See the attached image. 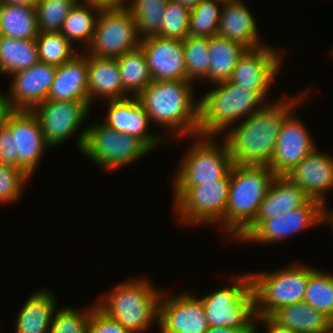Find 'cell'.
I'll use <instances>...</instances> for the list:
<instances>
[{
  "mask_svg": "<svg viewBox=\"0 0 333 333\" xmlns=\"http://www.w3.org/2000/svg\"><path fill=\"white\" fill-rule=\"evenodd\" d=\"M116 62L123 86V99L131 92L133 97H137L153 81L145 53L140 46L116 57Z\"/></svg>",
  "mask_w": 333,
  "mask_h": 333,
  "instance_id": "obj_29",
  "label": "cell"
},
{
  "mask_svg": "<svg viewBox=\"0 0 333 333\" xmlns=\"http://www.w3.org/2000/svg\"><path fill=\"white\" fill-rule=\"evenodd\" d=\"M255 18L241 0H225L220 17L218 35L238 42L247 49L262 47Z\"/></svg>",
  "mask_w": 333,
  "mask_h": 333,
  "instance_id": "obj_24",
  "label": "cell"
},
{
  "mask_svg": "<svg viewBox=\"0 0 333 333\" xmlns=\"http://www.w3.org/2000/svg\"><path fill=\"white\" fill-rule=\"evenodd\" d=\"M39 0H0V3L8 5L36 7Z\"/></svg>",
  "mask_w": 333,
  "mask_h": 333,
  "instance_id": "obj_48",
  "label": "cell"
},
{
  "mask_svg": "<svg viewBox=\"0 0 333 333\" xmlns=\"http://www.w3.org/2000/svg\"><path fill=\"white\" fill-rule=\"evenodd\" d=\"M107 100V116L103 124L121 134H128L141 140L151 151L163 140L148 131L150 119L137 97Z\"/></svg>",
  "mask_w": 333,
  "mask_h": 333,
  "instance_id": "obj_20",
  "label": "cell"
},
{
  "mask_svg": "<svg viewBox=\"0 0 333 333\" xmlns=\"http://www.w3.org/2000/svg\"><path fill=\"white\" fill-rule=\"evenodd\" d=\"M246 50L242 44L225 37H209L210 63L206 80L212 84L229 80L239 58Z\"/></svg>",
  "mask_w": 333,
  "mask_h": 333,
  "instance_id": "obj_28",
  "label": "cell"
},
{
  "mask_svg": "<svg viewBox=\"0 0 333 333\" xmlns=\"http://www.w3.org/2000/svg\"><path fill=\"white\" fill-rule=\"evenodd\" d=\"M272 317L297 333H330L333 324L326 315L304 301L284 306Z\"/></svg>",
  "mask_w": 333,
  "mask_h": 333,
  "instance_id": "obj_27",
  "label": "cell"
},
{
  "mask_svg": "<svg viewBox=\"0 0 333 333\" xmlns=\"http://www.w3.org/2000/svg\"><path fill=\"white\" fill-rule=\"evenodd\" d=\"M223 5L224 0H200L199 3L191 9L189 36L212 37L218 35L222 13L221 7H223Z\"/></svg>",
  "mask_w": 333,
  "mask_h": 333,
  "instance_id": "obj_35",
  "label": "cell"
},
{
  "mask_svg": "<svg viewBox=\"0 0 333 333\" xmlns=\"http://www.w3.org/2000/svg\"><path fill=\"white\" fill-rule=\"evenodd\" d=\"M32 112L40 122L46 143L55 148L78 131L90 108L79 101L45 100Z\"/></svg>",
  "mask_w": 333,
  "mask_h": 333,
  "instance_id": "obj_12",
  "label": "cell"
},
{
  "mask_svg": "<svg viewBox=\"0 0 333 333\" xmlns=\"http://www.w3.org/2000/svg\"><path fill=\"white\" fill-rule=\"evenodd\" d=\"M213 85L216 87L199 100L198 135L215 137L240 118L248 117L269 104L264 101L268 91H249V88L229 80Z\"/></svg>",
  "mask_w": 333,
  "mask_h": 333,
  "instance_id": "obj_3",
  "label": "cell"
},
{
  "mask_svg": "<svg viewBox=\"0 0 333 333\" xmlns=\"http://www.w3.org/2000/svg\"><path fill=\"white\" fill-rule=\"evenodd\" d=\"M255 315L272 316L280 308L304 301L309 266L294 265L271 273H251Z\"/></svg>",
  "mask_w": 333,
  "mask_h": 333,
  "instance_id": "obj_8",
  "label": "cell"
},
{
  "mask_svg": "<svg viewBox=\"0 0 333 333\" xmlns=\"http://www.w3.org/2000/svg\"><path fill=\"white\" fill-rule=\"evenodd\" d=\"M38 34L35 7L0 3V36L27 40Z\"/></svg>",
  "mask_w": 333,
  "mask_h": 333,
  "instance_id": "obj_30",
  "label": "cell"
},
{
  "mask_svg": "<svg viewBox=\"0 0 333 333\" xmlns=\"http://www.w3.org/2000/svg\"><path fill=\"white\" fill-rule=\"evenodd\" d=\"M285 176L311 199L325 204V193L333 189V157L315 148Z\"/></svg>",
  "mask_w": 333,
  "mask_h": 333,
  "instance_id": "obj_21",
  "label": "cell"
},
{
  "mask_svg": "<svg viewBox=\"0 0 333 333\" xmlns=\"http://www.w3.org/2000/svg\"><path fill=\"white\" fill-rule=\"evenodd\" d=\"M159 303L161 333H205L209 329L202 302L188 292L164 297Z\"/></svg>",
  "mask_w": 333,
  "mask_h": 333,
  "instance_id": "obj_13",
  "label": "cell"
},
{
  "mask_svg": "<svg viewBox=\"0 0 333 333\" xmlns=\"http://www.w3.org/2000/svg\"><path fill=\"white\" fill-rule=\"evenodd\" d=\"M77 146L100 168L113 170L134 163L151 150L138 138L121 134L102 122L79 132Z\"/></svg>",
  "mask_w": 333,
  "mask_h": 333,
  "instance_id": "obj_7",
  "label": "cell"
},
{
  "mask_svg": "<svg viewBox=\"0 0 333 333\" xmlns=\"http://www.w3.org/2000/svg\"><path fill=\"white\" fill-rule=\"evenodd\" d=\"M80 2L81 0H77ZM127 0H83V3L95 6L100 10L121 9L127 7Z\"/></svg>",
  "mask_w": 333,
  "mask_h": 333,
  "instance_id": "obj_45",
  "label": "cell"
},
{
  "mask_svg": "<svg viewBox=\"0 0 333 333\" xmlns=\"http://www.w3.org/2000/svg\"><path fill=\"white\" fill-rule=\"evenodd\" d=\"M171 1L186 6L189 9H193L199 3L200 0H171Z\"/></svg>",
  "mask_w": 333,
  "mask_h": 333,
  "instance_id": "obj_50",
  "label": "cell"
},
{
  "mask_svg": "<svg viewBox=\"0 0 333 333\" xmlns=\"http://www.w3.org/2000/svg\"><path fill=\"white\" fill-rule=\"evenodd\" d=\"M187 81L206 79L209 73V37L187 36L183 40Z\"/></svg>",
  "mask_w": 333,
  "mask_h": 333,
  "instance_id": "obj_36",
  "label": "cell"
},
{
  "mask_svg": "<svg viewBox=\"0 0 333 333\" xmlns=\"http://www.w3.org/2000/svg\"><path fill=\"white\" fill-rule=\"evenodd\" d=\"M15 139L18 169L31 176L42 159L46 143L40 122L32 111L14 110L5 124Z\"/></svg>",
  "mask_w": 333,
  "mask_h": 333,
  "instance_id": "obj_16",
  "label": "cell"
},
{
  "mask_svg": "<svg viewBox=\"0 0 333 333\" xmlns=\"http://www.w3.org/2000/svg\"><path fill=\"white\" fill-rule=\"evenodd\" d=\"M141 38L130 10H101L88 55L116 58L140 46Z\"/></svg>",
  "mask_w": 333,
  "mask_h": 333,
  "instance_id": "obj_11",
  "label": "cell"
},
{
  "mask_svg": "<svg viewBox=\"0 0 333 333\" xmlns=\"http://www.w3.org/2000/svg\"><path fill=\"white\" fill-rule=\"evenodd\" d=\"M0 164L18 168L15 139L6 125L0 126Z\"/></svg>",
  "mask_w": 333,
  "mask_h": 333,
  "instance_id": "obj_43",
  "label": "cell"
},
{
  "mask_svg": "<svg viewBox=\"0 0 333 333\" xmlns=\"http://www.w3.org/2000/svg\"><path fill=\"white\" fill-rule=\"evenodd\" d=\"M56 70L55 65L38 62L27 70L12 74L8 99L13 110L32 111L47 100Z\"/></svg>",
  "mask_w": 333,
  "mask_h": 333,
  "instance_id": "obj_19",
  "label": "cell"
},
{
  "mask_svg": "<svg viewBox=\"0 0 333 333\" xmlns=\"http://www.w3.org/2000/svg\"><path fill=\"white\" fill-rule=\"evenodd\" d=\"M88 333H134L125 329L115 319L110 318L103 311H101L96 304L92 305L89 331Z\"/></svg>",
  "mask_w": 333,
  "mask_h": 333,
  "instance_id": "obj_42",
  "label": "cell"
},
{
  "mask_svg": "<svg viewBox=\"0 0 333 333\" xmlns=\"http://www.w3.org/2000/svg\"><path fill=\"white\" fill-rule=\"evenodd\" d=\"M330 333H333V324H332V327H331V332Z\"/></svg>",
  "mask_w": 333,
  "mask_h": 333,
  "instance_id": "obj_51",
  "label": "cell"
},
{
  "mask_svg": "<svg viewBox=\"0 0 333 333\" xmlns=\"http://www.w3.org/2000/svg\"><path fill=\"white\" fill-rule=\"evenodd\" d=\"M330 223L333 229V210L331 212L326 209L325 204L322 205V223Z\"/></svg>",
  "mask_w": 333,
  "mask_h": 333,
  "instance_id": "obj_49",
  "label": "cell"
},
{
  "mask_svg": "<svg viewBox=\"0 0 333 333\" xmlns=\"http://www.w3.org/2000/svg\"><path fill=\"white\" fill-rule=\"evenodd\" d=\"M119 283L95 303L101 311L134 333L148 330L153 322H159L163 290L154 288L148 279L142 278Z\"/></svg>",
  "mask_w": 333,
  "mask_h": 333,
  "instance_id": "obj_5",
  "label": "cell"
},
{
  "mask_svg": "<svg viewBox=\"0 0 333 333\" xmlns=\"http://www.w3.org/2000/svg\"><path fill=\"white\" fill-rule=\"evenodd\" d=\"M88 99L91 108L96 97L123 99V86L116 58L88 55Z\"/></svg>",
  "mask_w": 333,
  "mask_h": 333,
  "instance_id": "obj_25",
  "label": "cell"
},
{
  "mask_svg": "<svg viewBox=\"0 0 333 333\" xmlns=\"http://www.w3.org/2000/svg\"><path fill=\"white\" fill-rule=\"evenodd\" d=\"M294 98L276 100L255 111L235 128L225 131L224 141L235 165L269 166L276 142L286 118L304 99V94ZM278 101V102H277Z\"/></svg>",
  "mask_w": 333,
  "mask_h": 333,
  "instance_id": "obj_1",
  "label": "cell"
},
{
  "mask_svg": "<svg viewBox=\"0 0 333 333\" xmlns=\"http://www.w3.org/2000/svg\"><path fill=\"white\" fill-rule=\"evenodd\" d=\"M231 286L198 299L202 302L209 327L255 329L254 293L250 273L234 278Z\"/></svg>",
  "mask_w": 333,
  "mask_h": 333,
  "instance_id": "obj_6",
  "label": "cell"
},
{
  "mask_svg": "<svg viewBox=\"0 0 333 333\" xmlns=\"http://www.w3.org/2000/svg\"><path fill=\"white\" fill-rule=\"evenodd\" d=\"M140 47L154 81L187 80L182 40L148 36L141 38Z\"/></svg>",
  "mask_w": 333,
  "mask_h": 333,
  "instance_id": "obj_18",
  "label": "cell"
},
{
  "mask_svg": "<svg viewBox=\"0 0 333 333\" xmlns=\"http://www.w3.org/2000/svg\"><path fill=\"white\" fill-rule=\"evenodd\" d=\"M174 210L180 222L189 225L220 224L225 231V211L230 171L222 178L198 186H173Z\"/></svg>",
  "mask_w": 333,
  "mask_h": 333,
  "instance_id": "obj_9",
  "label": "cell"
},
{
  "mask_svg": "<svg viewBox=\"0 0 333 333\" xmlns=\"http://www.w3.org/2000/svg\"><path fill=\"white\" fill-rule=\"evenodd\" d=\"M205 333H255V329H232L229 327H209Z\"/></svg>",
  "mask_w": 333,
  "mask_h": 333,
  "instance_id": "obj_47",
  "label": "cell"
},
{
  "mask_svg": "<svg viewBox=\"0 0 333 333\" xmlns=\"http://www.w3.org/2000/svg\"><path fill=\"white\" fill-rule=\"evenodd\" d=\"M168 0H132L127 8L135 18L140 38L158 35Z\"/></svg>",
  "mask_w": 333,
  "mask_h": 333,
  "instance_id": "obj_34",
  "label": "cell"
},
{
  "mask_svg": "<svg viewBox=\"0 0 333 333\" xmlns=\"http://www.w3.org/2000/svg\"><path fill=\"white\" fill-rule=\"evenodd\" d=\"M275 176L269 166L233 164L225 211V233L232 239L255 220Z\"/></svg>",
  "mask_w": 333,
  "mask_h": 333,
  "instance_id": "obj_4",
  "label": "cell"
},
{
  "mask_svg": "<svg viewBox=\"0 0 333 333\" xmlns=\"http://www.w3.org/2000/svg\"><path fill=\"white\" fill-rule=\"evenodd\" d=\"M76 2L77 0H39L35 7L39 33L60 32Z\"/></svg>",
  "mask_w": 333,
  "mask_h": 333,
  "instance_id": "obj_38",
  "label": "cell"
},
{
  "mask_svg": "<svg viewBox=\"0 0 333 333\" xmlns=\"http://www.w3.org/2000/svg\"><path fill=\"white\" fill-rule=\"evenodd\" d=\"M39 62L36 39L19 40L0 36V72L10 74L27 70Z\"/></svg>",
  "mask_w": 333,
  "mask_h": 333,
  "instance_id": "obj_31",
  "label": "cell"
},
{
  "mask_svg": "<svg viewBox=\"0 0 333 333\" xmlns=\"http://www.w3.org/2000/svg\"><path fill=\"white\" fill-rule=\"evenodd\" d=\"M92 306L78 311L64 307L54 312L49 333H88Z\"/></svg>",
  "mask_w": 333,
  "mask_h": 333,
  "instance_id": "obj_40",
  "label": "cell"
},
{
  "mask_svg": "<svg viewBox=\"0 0 333 333\" xmlns=\"http://www.w3.org/2000/svg\"><path fill=\"white\" fill-rule=\"evenodd\" d=\"M258 321L266 325V333H297L290 328L281 325L272 316H256L255 322Z\"/></svg>",
  "mask_w": 333,
  "mask_h": 333,
  "instance_id": "obj_44",
  "label": "cell"
},
{
  "mask_svg": "<svg viewBox=\"0 0 333 333\" xmlns=\"http://www.w3.org/2000/svg\"><path fill=\"white\" fill-rule=\"evenodd\" d=\"M100 11L101 10L95 6L77 1L64 20L60 33L63 34L71 44H73L74 41L84 42L88 48L93 38ZM95 15H97V17Z\"/></svg>",
  "mask_w": 333,
  "mask_h": 333,
  "instance_id": "obj_32",
  "label": "cell"
},
{
  "mask_svg": "<svg viewBox=\"0 0 333 333\" xmlns=\"http://www.w3.org/2000/svg\"><path fill=\"white\" fill-rule=\"evenodd\" d=\"M13 108L9 102L7 94L3 95L0 92V126H3L6 124L8 117L13 112Z\"/></svg>",
  "mask_w": 333,
  "mask_h": 333,
  "instance_id": "obj_46",
  "label": "cell"
},
{
  "mask_svg": "<svg viewBox=\"0 0 333 333\" xmlns=\"http://www.w3.org/2000/svg\"><path fill=\"white\" fill-rule=\"evenodd\" d=\"M191 86L187 80H153L137 98L150 122L165 126L173 136L193 138L198 135L199 101H194Z\"/></svg>",
  "mask_w": 333,
  "mask_h": 333,
  "instance_id": "obj_2",
  "label": "cell"
},
{
  "mask_svg": "<svg viewBox=\"0 0 333 333\" xmlns=\"http://www.w3.org/2000/svg\"><path fill=\"white\" fill-rule=\"evenodd\" d=\"M191 9L168 0L162 16L160 32L157 36L184 40L189 36V18Z\"/></svg>",
  "mask_w": 333,
  "mask_h": 333,
  "instance_id": "obj_39",
  "label": "cell"
},
{
  "mask_svg": "<svg viewBox=\"0 0 333 333\" xmlns=\"http://www.w3.org/2000/svg\"><path fill=\"white\" fill-rule=\"evenodd\" d=\"M29 178L23 170L0 164V203L9 204L18 200Z\"/></svg>",
  "mask_w": 333,
  "mask_h": 333,
  "instance_id": "obj_41",
  "label": "cell"
},
{
  "mask_svg": "<svg viewBox=\"0 0 333 333\" xmlns=\"http://www.w3.org/2000/svg\"><path fill=\"white\" fill-rule=\"evenodd\" d=\"M214 136L196 135L189 150H186L178 171L174 176L173 186H198L222 179L233 166V159L226 142L218 144ZM211 139V140H210Z\"/></svg>",
  "mask_w": 333,
  "mask_h": 333,
  "instance_id": "obj_10",
  "label": "cell"
},
{
  "mask_svg": "<svg viewBox=\"0 0 333 333\" xmlns=\"http://www.w3.org/2000/svg\"><path fill=\"white\" fill-rule=\"evenodd\" d=\"M315 148L309 132L293 111L282 125L269 167L276 176H285Z\"/></svg>",
  "mask_w": 333,
  "mask_h": 333,
  "instance_id": "obj_17",
  "label": "cell"
},
{
  "mask_svg": "<svg viewBox=\"0 0 333 333\" xmlns=\"http://www.w3.org/2000/svg\"><path fill=\"white\" fill-rule=\"evenodd\" d=\"M36 44L39 62L42 63L60 66L78 54L73 45L60 32L39 33Z\"/></svg>",
  "mask_w": 333,
  "mask_h": 333,
  "instance_id": "obj_37",
  "label": "cell"
},
{
  "mask_svg": "<svg viewBox=\"0 0 333 333\" xmlns=\"http://www.w3.org/2000/svg\"><path fill=\"white\" fill-rule=\"evenodd\" d=\"M322 203L310 199L304 206L263 220L244 240L261 243H278L305 228L322 224Z\"/></svg>",
  "mask_w": 333,
  "mask_h": 333,
  "instance_id": "obj_14",
  "label": "cell"
},
{
  "mask_svg": "<svg viewBox=\"0 0 333 333\" xmlns=\"http://www.w3.org/2000/svg\"><path fill=\"white\" fill-rule=\"evenodd\" d=\"M311 198L286 176H275L255 220L236 238L243 241L263 220L304 206Z\"/></svg>",
  "mask_w": 333,
  "mask_h": 333,
  "instance_id": "obj_22",
  "label": "cell"
},
{
  "mask_svg": "<svg viewBox=\"0 0 333 333\" xmlns=\"http://www.w3.org/2000/svg\"><path fill=\"white\" fill-rule=\"evenodd\" d=\"M304 302L322 312L333 322V274L309 267Z\"/></svg>",
  "mask_w": 333,
  "mask_h": 333,
  "instance_id": "obj_33",
  "label": "cell"
},
{
  "mask_svg": "<svg viewBox=\"0 0 333 333\" xmlns=\"http://www.w3.org/2000/svg\"><path fill=\"white\" fill-rule=\"evenodd\" d=\"M48 290H37L20 309L15 333H49L56 302Z\"/></svg>",
  "mask_w": 333,
  "mask_h": 333,
  "instance_id": "obj_26",
  "label": "cell"
},
{
  "mask_svg": "<svg viewBox=\"0 0 333 333\" xmlns=\"http://www.w3.org/2000/svg\"><path fill=\"white\" fill-rule=\"evenodd\" d=\"M88 54H77L73 59L57 66L47 100L79 101L89 107Z\"/></svg>",
  "mask_w": 333,
  "mask_h": 333,
  "instance_id": "obj_23",
  "label": "cell"
},
{
  "mask_svg": "<svg viewBox=\"0 0 333 333\" xmlns=\"http://www.w3.org/2000/svg\"><path fill=\"white\" fill-rule=\"evenodd\" d=\"M283 52L269 45L247 49L239 58L229 79L249 91H268L281 69Z\"/></svg>",
  "mask_w": 333,
  "mask_h": 333,
  "instance_id": "obj_15",
  "label": "cell"
}]
</instances>
